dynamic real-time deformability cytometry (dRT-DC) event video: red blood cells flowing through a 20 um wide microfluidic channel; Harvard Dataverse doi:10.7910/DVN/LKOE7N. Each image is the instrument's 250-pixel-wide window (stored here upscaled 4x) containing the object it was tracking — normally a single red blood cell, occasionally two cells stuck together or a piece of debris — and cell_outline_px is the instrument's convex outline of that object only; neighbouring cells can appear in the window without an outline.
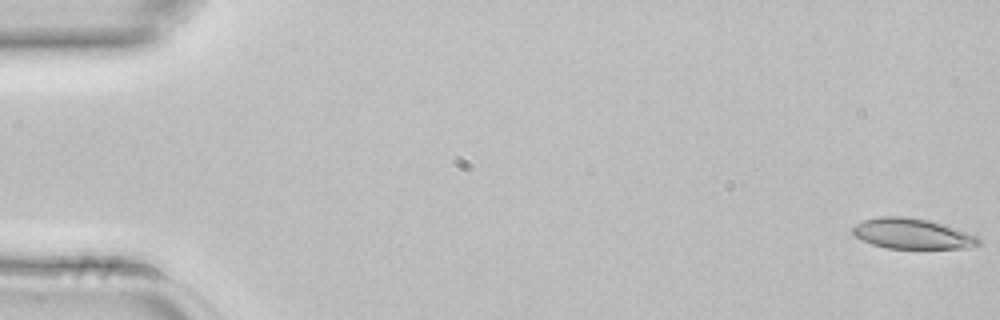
{"species": "common noctule bat (a hibernating species)", "species_latin": "Nyctalus noctula", "temperature_condition": "room temperature", "stored_images_in_passage": 4, "camera_frame_rate_fps": 3000, "um_per_image_px": 0.085, "animal": {"sex": "female", "body_mass_g": 22.7, "forearm_length_mm": 54.2}, "frame": {"image": 1, "passage_image": 1, "time_ms": 0.0, "image_size_px": [1000, 320], "cell_outline_px": [[980, 244], [968, 248], [884, 248], [860, 240], [852, 232], [852, 228], [856, 224], [864, 220], [880, 216], [908, 216], [932, 220], [980, 236]], "centroid_in_image_um": [77.57, 19.85], "position_along_channel_um": 7.4, "area_um2": 22.66}}
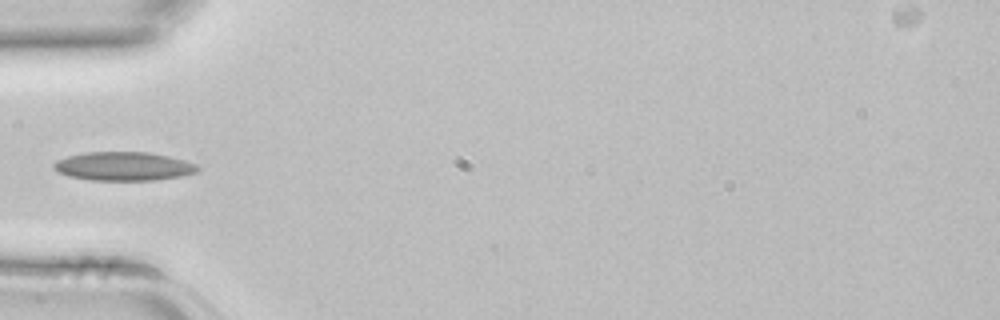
{"frame": {"image": 2, "passage_image": 4, "time_ms": 1.0, "image_size_px": [1000, 320], "cell_outline_px": [[200, 168], [196, 172], [180, 176], [152, 180], [92, 180], [68, 176], [52, 168], [52, 164], [56, 160], [68, 156], [84, 152], [148, 152], [168, 156], [184, 160], [196, 164]], "centroid_in_image_um": [10.47, 14.13], "position_along_channel_um": 74.5, "area_um2": 23.99}}